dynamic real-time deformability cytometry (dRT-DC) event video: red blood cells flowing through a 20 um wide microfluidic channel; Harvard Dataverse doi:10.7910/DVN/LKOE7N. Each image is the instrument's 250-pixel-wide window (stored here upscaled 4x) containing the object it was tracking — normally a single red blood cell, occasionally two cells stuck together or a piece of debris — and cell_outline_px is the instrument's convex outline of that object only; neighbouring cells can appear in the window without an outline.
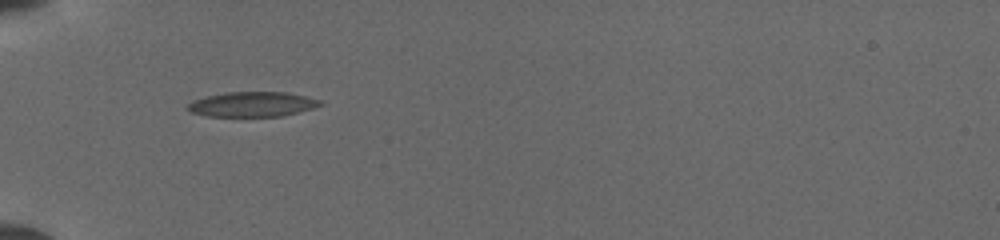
{"species": "common noctule bat (a hibernating species)", "species_latin": "Nyctalus noctula", "temperature_condition": "cold", "stored_images_in_passage": 24, "camera_frame_rate_fps": 3000, "um_per_image_px": 0.085, "animal": {"sex": "female", "body_mass_g": 19.5, "forearm_length_mm": 54.1}, "frame": {"image": 1, "passage_image": 1, "time_ms": 0.0, "image_size_px": [1000, 240], "cell_outline_px": [[324, 104], [312, 108], [280, 116], [208, 116], [188, 112], [184, 108], [192, 100], [224, 92], [288, 92], [320, 100]], "centroid_in_image_um": [21.38, 8.86], "position_along_channel_um": 63.6, "area_um2": 19.19}}
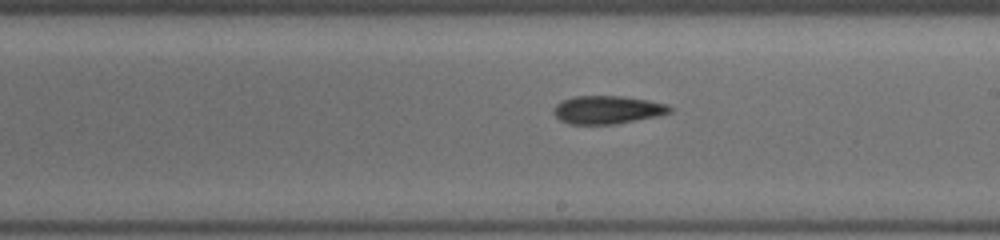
{"frame": {"image": 2, "passage_image": 14, "time_ms": 4.333, "image_size_px": [1000, 240], "cell_outline_px": [[672, 112], [656, 116], [616, 124], [568, 124], [560, 120], [552, 112], [552, 108], [560, 100], [572, 96], [624, 96], [648, 100], [668, 104], [672, 108]], "centroid_in_image_um": [51.59, 9.32], "position_along_channel_um": 237.4, "area_um2": 19.25}}
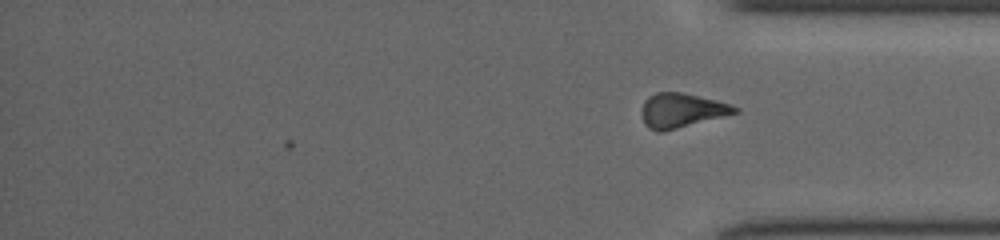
{"frame": {"image": 3, "passage_image": 24, "time_ms": 7.667, "image_size_px": [1000, 240], "cell_outline_px": [[740, 112], [660, 132], [656, 132], [648, 128], [644, 124], [644, 100], [648, 96], [656, 92], [680, 92], [716, 100], [732, 104], [740, 108]], "centroid_in_image_um": [57.97, 9.38], "position_along_channel_um": 377.2, "area_um2": 18.38}}